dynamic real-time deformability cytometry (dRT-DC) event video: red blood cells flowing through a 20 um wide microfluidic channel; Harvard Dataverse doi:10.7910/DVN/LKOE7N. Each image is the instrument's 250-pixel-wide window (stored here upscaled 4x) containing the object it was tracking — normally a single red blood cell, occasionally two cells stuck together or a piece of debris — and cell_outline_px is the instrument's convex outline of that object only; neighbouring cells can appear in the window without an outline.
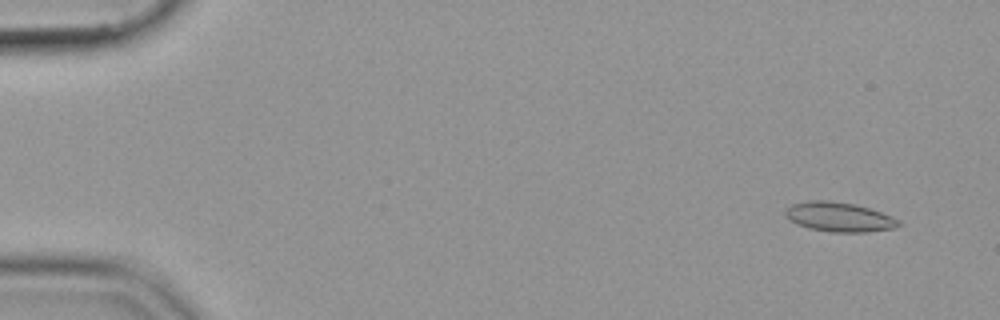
{"species": "common noctule bat (a hibernating species)", "species_latin": "Nyctalus noctula", "temperature_condition": "cold", "stored_images_in_passage": 55, "camera_frame_rate_fps": 3000, "um_per_image_px": 0.085, "animal": {"sex": "female", "body_mass_g": 19.9}, "frame": {"image": 1, "passage_image": 4, "time_ms": 1.0, "image_size_px": [1000, 320], "cell_outline_px": [[900, 224], [892, 228], [864, 232], [832, 232], [808, 228], [796, 224], [784, 212], [792, 204], [808, 200], [828, 200], [852, 204], [868, 208], [892, 216], [900, 220]], "centroid_in_image_um": [71.32, 18.44], "position_along_channel_um": 13.7, "area_um2": 19.13}}
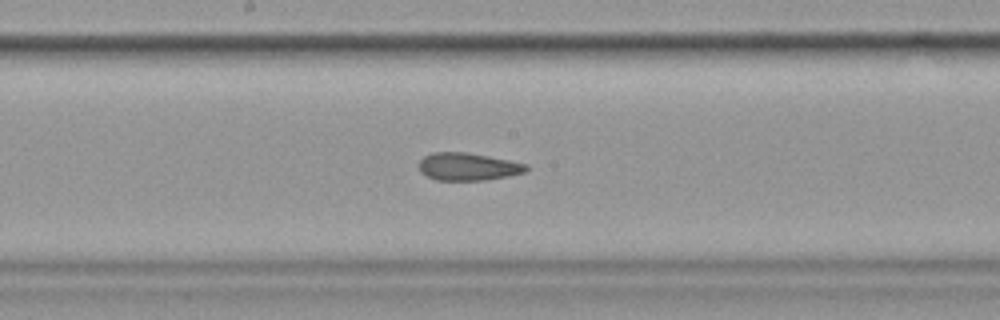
{"frame": {"image": 2, "passage_image": 30, "time_ms": 9.667, "image_size_px": [1000, 320], "cell_outline_px": [[528, 168], [524, 172], [508, 176], [484, 180], [436, 180], [420, 172], [420, 160], [424, 156], [432, 152], [464, 152], [488, 156], [528, 164]], "centroid_in_image_um": [39.77, 14.16], "position_along_channel_um": 208.4, "area_um2": 17.11}}
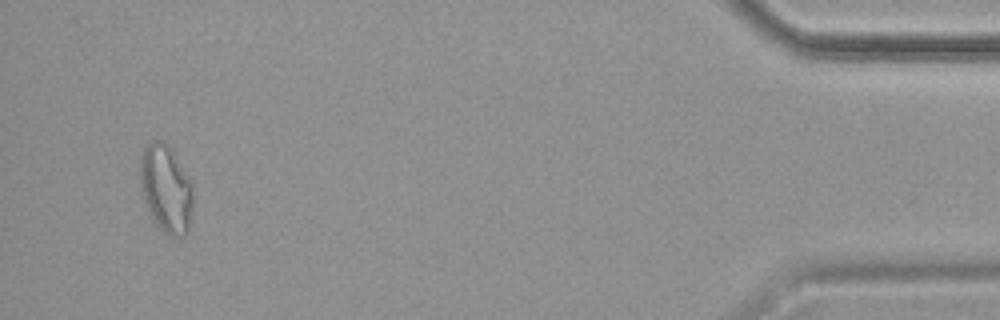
{"frame": {"image": 3, "passage_image": 53, "time_ms": 17.333, "image_size_px": [1000, 320], "cell_outline_px": [[192, 212], [188, 232], [184, 236], [168, 236], [152, 220], [144, 204], [140, 188], [140, 152], [152, 140], [164, 140], [168, 144], [192, 184]], "centroid_in_image_um": [14.08, 16.06], "position_along_channel_um": 421.1, "area_um2": 27.4}}